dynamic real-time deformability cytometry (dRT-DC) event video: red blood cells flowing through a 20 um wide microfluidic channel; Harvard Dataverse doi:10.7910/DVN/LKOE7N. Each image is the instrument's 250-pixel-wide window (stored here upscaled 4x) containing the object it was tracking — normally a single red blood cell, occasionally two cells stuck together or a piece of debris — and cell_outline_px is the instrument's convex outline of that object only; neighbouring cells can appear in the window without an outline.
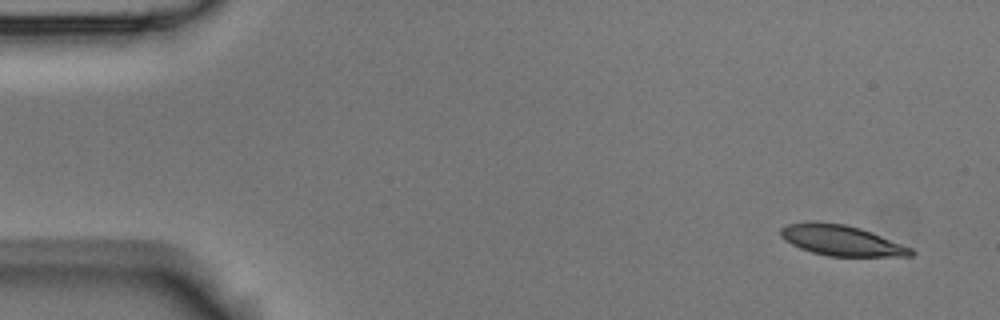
{"species": "Egyptian fruit bat (a non-hibernating species)", "species_latin": "Rousettus aegyptiacus", "temperature_condition": "room temperature", "stored_images_in_passage": 3, "camera_frame_rate_fps": 3000, "um_per_image_px": 0.085, "animal": {"sex": "male"}, "frame": {"image": 1, "passage_image": 1, "time_ms": 0.0, "image_size_px": [1000, 320], "cell_outline_px": [[916, 252], [912, 256], [828, 256], [812, 252], [800, 248], [784, 240], [780, 236], [780, 228], [788, 224], [812, 220], [816, 220], [844, 224], [860, 228], [872, 232], [912, 248]], "centroid_in_image_um": [71.49, 20.42], "position_along_channel_um": 13.5, "area_um2": 23.35}}